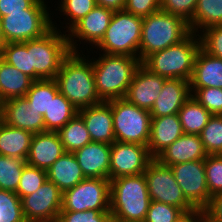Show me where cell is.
I'll use <instances>...</instances> for the list:
<instances>
[{
  "label": "cell",
  "instance_id": "ffe728a7",
  "mask_svg": "<svg viewBox=\"0 0 222 222\" xmlns=\"http://www.w3.org/2000/svg\"><path fill=\"white\" fill-rule=\"evenodd\" d=\"M192 96L190 81L166 79L150 114L152 118L178 114L183 104Z\"/></svg>",
  "mask_w": 222,
  "mask_h": 222
},
{
  "label": "cell",
  "instance_id": "8992f818",
  "mask_svg": "<svg viewBox=\"0 0 222 222\" xmlns=\"http://www.w3.org/2000/svg\"><path fill=\"white\" fill-rule=\"evenodd\" d=\"M190 33L189 24L179 16L158 10L143 17L139 60L181 42Z\"/></svg>",
  "mask_w": 222,
  "mask_h": 222
},
{
  "label": "cell",
  "instance_id": "9a60e30c",
  "mask_svg": "<svg viewBox=\"0 0 222 222\" xmlns=\"http://www.w3.org/2000/svg\"><path fill=\"white\" fill-rule=\"evenodd\" d=\"M114 11L96 5L85 17L80 19L68 32V42L71 52L79 53L77 42L95 47L100 43L106 33ZM75 38V39H74ZM81 40V41H80ZM87 43V44H85Z\"/></svg>",
  "mask_w": 222,
  "mask_h": 222
},
{
  "label": "cell",
  "instance_id": "1f68e13d",
  "mask_svg": "<svg viewBox=\"0 0 222 222\" xmlns=\"http://www.w3.org/2000/svg\"><path fill=\"white\" fill-rule=\"evenodd\" d=\"M58 93L59 88L55 79H42L32 82L25 97L29 107L44 116L45 113H48L51 97H55Z\"/></svg>",
  "mask_w": 222,
  "mask_h": 222
},
{
  "label": "cell",
  "instance_id": "f907efd6",
  "mask_svg": "<svg viewBox=\"0 0 222 222\" xmlns=\"http://www.w3.org/2000/svg\"><path fill=\"white\" fill-rule=\"evenodd\" d=\"M6 44L5 39H4V35H3V31H2V23H1V17H0V51L1 48Z\"/></svg>",
  "mask_w": 222,
  "mask_h": 222
},
{
  "label": "cell",
  "instance_id": "f35d334b",
  "mask_svg": "<svg viewBox=\"0 0 222 222\" xmlns=\"http://www.w3.org/2000/svg\"><path fill=\"white\" fill-rule=\"evenodd\" d=\"M192 97L197 100L212 115H222L221 88H190Z\"/></svg>",
  "mask_w": 222,
  "mask_h": 222
},
{
  "label": "cell",
  "instance_id": "74e56055",
  "mask_svg": "<svg viewBox=\"0 0 222 222\" xmlns=\"http://www.w3.org/2000/svg\"><path fill=\"white\" fill-rule=\"evenodd\" d=\"M46 170L30 165L23 168L16 194L22 198L35 192L47 180Z\"/></svg>",
  "mask_w": 222,
  "mask_h": 222
},
{
  "label": "cell",
  "instance_id": "816d5d0a",
  "mask_svg": "<svg viewBox=\"0 0 222 222\" xmlns=\"http://www.w3.org/2000/svg\"><path fill=\"white\" fill-rule=\"evenodd\" d=\"M4 101L0 98V124L3 122Z\"/></svg>",
  "mask_w": 222,
  "mask_h": 222
},
{
  "label": "cell",
  "instance_id": "44dd1931",
  "mask_svg": "<svg viewBox=\"0 0 222 222\" xmlns=\"http://www.w3.org/2000/svg\"><path fill=\"white\" fill-rule=\"evenodd\" d=\"M89 132L92 142L112 144L116 141L113 129L111 105L108 102L90 106L78 111Z\"/></svg>",
  "mask_w": 222,
  "mask_h": 222
},
{
  "label": "cell",
  "instance_id": "681fc988",
  "mask_svg": "<svg viewBox=\"0 0 222 222\" xmlns=\"http://www.w3.org/2000/svg\"><path fill=\"white\" fill-rule=\"evenodd\" d=\"M95 1L98 6L105 7L113 11L123 10L126 2V0H95Z\"/></svg>",
  "mask_w": 222,
  "mask_h": 222
},
{
  "label": "cell",
  "instance_id": "ee69618b",
  "mask_svg": "<svg viewBox=\"0 0 222 222\" xmlns=\"http://www.w3.org/2000/svg\"><path fill=\"white\" fill-rule=\"evenodd\" d=\"M198 0H161L160 10L183 18L188 24L192 21Z\"/></svg>",
  "mask_w": 222,
  "mask_h": 222
},
{
  "label": "cell",
  "instance_id": "6da1fadb",
  "mask_svg": "<svg viewBox=\"0 0 222 222\" xmlns=\"http://www.w3.org/2000/svg\"><path fill=\"white\" fill-rule=\"evenodd\" d=\"M80 53L71 52L55 77L59 92L78 111L103 102L96 91L92 61Z\"/></svg>",
  "mask_w": 222,
  "mask_h": 222
},
{
  "label": "cell",
  "instance_id": "2e32d148",
  "mask_svg": "<svg viewBox=\"0 0 222 222\" xmlns=\"http://www.w3.org/2000/svg\"><path fill=\"white\" fill-rule=\"evenodd\" d=\"M166 79L153 74L141 64L135 71L124 98L139 108L150 111L159 97Z\"/></svg>",
  "mask_w": 222,
  "mask_h": 222
},
{
  "label": "cell",
  "instance_id": "83f0119b",
  "mask_svg": "<svg viewBox=\"0 0 222 222\" xmlns=\"http://www.w3.org/2000/svg\"><path fill=\"white\" fill-rule=\"evenodd\" d=\"M76 114L78 110L59 92L51 97L48 113L43 116L45 131L58 132Z\"/></svg>",
  "mask_w": 222,
  "mask_h": 222
},
{
  "label": "cell",
  "instance_id": "7a4b0ae2",
  "mask_svg": "<svg viewBox=\"0 0 222 222\" xmlns=\"http://www.w3.org/2000/svg\"><path fill=\"white\" fill-rule=\"evenodd\" d=\"M151 203L144 174L110 180L112 222L144 221Z\"/></svg>",
  "mask_w": 222,
  "mask_h": 222
},
{
  "label": "cell",
  "instance_id": "d590c367",
  "mask_svg": "<svg viewBox=\"0 0 222 222\" xmlns=\"http://www.w3.org/2000/svg\"><path fill=\"white\" fill-rule=\"evenodd\" d=\"M0 57L30 77V60L27 53V41L6 43L0 51Z\"/></svg>",
  "mask_w": 222,
  "mask_h": 222
},
{
  "label": "cell",
  "instance_id": "603a6c76",
  "mask_svg": "<svg viewBox=\"0 0 222 222\" xmlns=\"http://www.w3.org/2000/svg\"><path fill=\"white\" fill-rule=\"evenodd\" d=\"M184 134L178 114L151 119L148 151L155 158L161 151Z\"/></svg>",
  "mask_w": 222,
  "mask_h": 222
},
{
  "label": "cell",
  "instance_id": "5bb4252c",
  "mask_svg": "<svg viewBox=\"0 0 222 222\" xmlns=\"http://www.w3.org/2000/svg\"><path fill=\"white\" fill-rule=\"evenodd\" d=\"M152 159L147 146L114 141L111 144L109 180L144 174Z\"/></svg>",
  "mask_w": 222,
  "mask_h": 222
},
{
  "label": "cell",
  "instance_id": "f1b7e54d",
  "mask_svg": "<svg viewBox=\"0 0 222 222\" xmlns=\"http://www.w3.org/2000/svg\"><path fill=\"white\" fill-rule=\"evenodd\" d=\"M216 25H222V0H198L190 31L198 35L199 31Z\"/></svg>",
  "mask_w": 222,
  "mask_h": 222
},
{
  "label": "cell",
  "instance_id": "484cf974",
  "mask_svg": "<svg viewBox=\"0 0 222 222\" xmlns=\"http://www.w3.org/2000/svg\"><path fill=\"white\" fill-rule=\"evenodd\" d=\"M33 135L29 131L2 122L0 124V155L26 161Z\"/></svg>",
  "mask_w": 222,
  "mask_h": 222
},
{
  "label": "cell",
  "instance_id": "f6af8a7d",
  "mask_svg": "<svg viewBox=\"0 0 222 222\" xmlns=\"http://www.w3.org/2000/svg\"><path fill=\"white\" fill-rule=\"evenodd\" d=\"M160 6L161 0H126L123 10L143 18L160 10Z\"/></svg>",
  "mask_w": 222,
  "mask_h": 222
},
{
  "label": "cell",
  "instance_id": "d6986e66",
  "mask_svg": "<svg viewBox=\"0 0 222 222\" xmlns=\"http://www.w3.org/2000/svg\"><path fill=\"white\" fill-rule=\"evenodd\" d=\"M3 122L33 134L45 131L43 116L29 107L25 96L4 101Z\"/></svg>",
  "mask_w": 222,
  "mask_h": 222
},
{
  "label": "cell",
  "instance_id": "52a82bcc",
  "mask_svg": "<svg viewBox=\"0 0 222 222\" xmlns=\"http://www.w3.org/2000/svg\"><path fill=\"white\" fill-rule=\"evenodd\" d=\"M143 18L124 10L114 11L106 33L94 47L105 54L139 58Z\"/></svg>",
  "mask_w": 222,
  "mask_h": 222
},
{
  "label": "cell",
  "instance_id": "ac0fdd59",
  "mask_svg": "<svg viewBox=\"0 0 222 222\" xmlns=\"http://www.w3.org/2000/svg\"><path fill=\"white\" fill-rule=\"evenodd\" d=\"M57 132L44 131L33 135L26 163L48 170L65 153Z\"/></svg>",
  "mask_w": 222,
  "mask_h": 222
},
{
  "label": "cell",
  "instance_id": "4dcf8cb0",
  "mask_svg": "<svg viewBox=\"0 0 222 222\" xmlns=\"http://www.w3.org/2000/svg\"><path fill=\"white\" fill-rule=\"evenodd\" d=\"M57 133L66 152L73 153L92 142L85 122L79 114H76Z\"/></svg>",
  "mask_w": 222,
  "mask_h": 222
},
{
  "label": "cell",
  "instance_id": "5b68a950",
  "mask_svg": "<svg viewBox=\"0 0 222 222\" xmlns=\"http://www.w3.org/2000/svg\"><path fill=\"white\" fill-rule=\"evenodd\" d=\"M200 48L199 34L191 32L181 42L151 53L141 64L153 74L167 79L190 81Z\"/></svg>",
  "mask_w": 222,
  "mask_h": 222
},
{
  "label": "cell",
  "instance_id": "cb8c5ba5",
  "mask_svg": "<svg viewBox=\"0 0 222 222\" xmlns=\"http://www.w3.org/2000/svg\"><path fill=\"white\" fill-rule=\"evenodd\" d=\"M206 87L222 89V59L200 48L195 59L190 88Z\"/></svg>",
  "mask_w": 222,
  "mask_h": 222
},
{
  "label": "cell",
  "instance_id": "836d02e7",
  "mask_svg": "<svg viewBox=\"0 0 222 222\" xmlns=\"http://www.w3.org/2000/svg\"><path fill=\"white\" fill-rule=\"evenodd\" d=\"M199 136L207 155H222V115H212Z\"/></svg>",
  "mask_w": 222,
  "mask_h": 222
},
{
  "label": "cell",
  "instance_id": "7bdbcfd3",
  "mask_svg": "<svg viewBox=\"0 0 222 222\" xmlns=\"http://www.w3.org/2000/svg\"><path fill=\"white\" fill-rule=\"evenodd\" d=\"M59 222H112L110 211H60Z\"/></svg>",
  "mask_w": 222,
  "mask_h": 222
},
{
  "label": "cell",
  "instance_id": "7402d4cb",
  "mask_svg": "<svg viewBox=\"0 0 222 222\" xmlns=\"http://www.w3.org/2000/svg\"><path fill=\"white\" fill-rule=\"evenodd\" d=\"M205 152L199 135L184 133L155 158L162 164L171 166L189 161L205 160Z\"/></svg>",
  "mask_w": 222,
  "mask_h": 222
},
{
  "label": "cell",
  "instance_id": "b9f144b4",
  "mask_svg": "<svg viewBox=\"0 0 222 222\" xmlns=\"http://www.w3.org/2000/svg\"><path fill=\"white\" fill-rule=\"evenodd\" d=\"M182 212L175 206L151 200L144 222H175Z\"/></svg>",
  "mask_w": 222,
  "mask_h": 222
},
{
  "label": "cell",
  "instance_id": "7dc6e473",
  "mask_svg": "<svg viewBox=\"0 0 222 222\" xmlns=\"http://www.w3.org/2000/svg\"><path fill=\"white\" fill-rule=\"evenodd\" d=\"M205 211L206 222H222V193H218L211 198Z\"/></svg>",
  "mask_w": 222,
  "mask_h": 222
},
{
  "label": "cell",
  "instance_id": "9c48e42d",
  "mask_svg": "<svg viewBox=\"0 0 222 222\" xmlns=\"http://www.w3.org/2000/svg\"><path fill=\"white\" fill-rule=\"evenodd\" d=\"M107 102L111 105L116 141L148 146L152 119L150 111L139 108L125 98Z\"/></svg>",
  "mask_w": 222,
  "mask_h": 222
},
{
  "label": "cell",
  "instance_id": "bcb514c9",
  "mask_svg": "<svg viewBox=\"0 0 222 222\" xmlns=\"http://www.w3.org/2000/svg\"><path fill=\"white\" fill-rule=\"evenodd\" d=\"M37 0H0V17L9 13L23 12L29 9Z\"/></svg>",
  "mask_w": 222,
  "mask_h": 222
},
{
  "label": "cell",
  "instance_id": "e575fe53",
  "mask_svg": "<svg viewBox=\"0 0 222 222\" xmlns=\"http://www.w3.org/2000/svg\"><path fill=\"white\" fill-rule=\"evenodd\" d=\"M56 11H60L61 16H65L66 33L83 17H85L97 4L95 0H59ZM68 19V20H67Z\"/></svg>",
  "mask_w": 222,
  "mask_h": 222
},
{
  "label": "cell",
  "instance_id": "ba28073f",
  "mask_svg": "<svg viewBox=\"0 0 222 222\" xmlns=\"http://www.w3.org/2000/svg\"><path fill=\"white\" fill-rule=\"evenodd\" d=\"M46 0H37L23 12L9 13L1 17L2 31L6 43L25 42L38 39L49 32L52 27L51 11Z\"/></svg>",
  "mask_w": 222,
  "mask_h": 222
},
{
  "label": "cell",
  "instance_id": "c3c4849f",
  "mask_svg": "<svg viewBox=\"0 0 222 222\" xmlns=\"http://www.w3.org/2000/svg\"><path fill=\"white\" fill-rule=\"evenodd\" d=\"M175 222H206V211L201 208L184 211Z\"/></svg>",
  "mask_w": 222,
  "mask_h": 222
},
{
  "label": "cell",
  "instance_id": "e0dca14e",
  "mask_svg": "<svg viewBox=\"0 0 222 222\" xmlns=\"http://www.w3.org/2000/svg\"><path fill=\"white\" fill-rule=\"evenodd\" d=\"M73 153L85 178L109 179L110 144L90 142Z\"/></svg>",
  "mask_w": 222,
  "mask_h": 222
},
{
  "label": "cell",
  "instance_id": "8d00e7d4",
  "mask_svg": "<svg viewBox=\"0 0 222 222\" xmlns=\"http://www.w3.org/2000/svg\"><path fill=\"white\" fill-rule=\"evenodd\" d=\"M0 222H27L15 192L0 189Z\"/></svg>",
  "mask_w": 222,
  "mask_h": 222
},
{
  "label": "cell",
  "instance_id": "ab89813d",
  "mask_svg": "<svg viewBox=\"0 0 222 222\" xmlns=\"http://www.w3.org/2000/svg\"><path fill=\"white\" fill-rule=\"evenodd\" d=\"M204 166L210 196L222 193V155H207Z\"/></svg>",
  "mask_w": 222,
  "mask_h": 222
},
{
  "label": "cell",
  "instance_id": "7c38bea8",
  "mask_svg": "<svg viewBox=\"0 0 222 222\" xmlns=\"http://www.w3.org/2000/svg\"><path fill=\"white\" fill-rule=\"evenodd\" d=\"M63 192L48 179L35 192L21 198L22 211L27 222L58 220Z\"/></svg>",
  "mask_w": 222,
  "mask_h": 222
},
{
  "label": "cell",
  "instance_id": "4316f807",
  "mask_svg": "<svg viewBox=\"0 0 222 222\" xmlns=\"http://www.w3.org/2000/svg\"><path fill=\"white\" fill-rule=\"evenodd\" d=\"M34 80L0 57V98L3 101L24 97Z\"/></svg>",
  "mask_w": 222,
  "mask_h": 222
},
{
  "label": "cell",
  "instance_id": "d6a6232c",
  "mask_svg": "<svg viewBox=\"0 0 222 222\" xmlns=\"http://www.w3.org/2000/svg\"><path fill=\"white\" fill-rule=\"evenodd\" d=\"M26 165L24 159L0 155V189L16 193Z\"/></svg>",
  "mask_w": 222,
  "mask_h": 222
},
{
  "label": "cell",
  "instance_id": "f546056e",
  "mask_svg": "<svg viewBox=\"0 0 222 222\" xmlns=\"http://www.w3.org/2000/svg\"><path fill=\"white\" fill-rule=\"evenodd\" d=\"M183 132L199 135L207 125L212 114L192 96L183 104L178 112Z\"/></svg>",
  "mask_w": 222,
  "mask_h": 222
},
{
  "label": "cell",
  "instance_id": "277c9868",
  "mask_svg": "<svg viewBox=\"0 0 222 222\" xmlns=\"http://www.w3.org/2000/svg\"><path fill=\"white\" fill-rule=\"evenodd\" d=\"M55 24L52 21L53 28L43 37L27 41L30 77L34 81L55 79L63 61L71 53L65 30L61 32Z\"/></svg>",
  "mask_w": 222,
  "mask_h": 222
},
{
  "label": "cell",
  "instance_id": "3957f363",
  "mask_svg": "<svg viewBox=\"0 0 222 222\" xmlns=\"http://www.w3.org/2000/svg\"><path fill=\"white\" fill-rule=\"evenodd\" d=\"M93 64L96 91L99 98L107 102L124 98L137 68L139 58L129 55L99 53V57L90 59Z\"/></svg>",
  "mask_w": 222,
  "mask_h": 222
},
{
  "label": "cell",
  "instance_id": "30bf717a",
  "mask_svg": "<svg viewBox=\"0 0 222 222\" xmlns=\"http://www.w3.org/2000/svg\"><path fill=\"white\" fill-rule=\"evenodd\" d=\"M110 211V180L85 178L63 192L61 211Z\"/></svg>",
  "mask_w": 222,
  "mask_h": 222
},
{
  "label": "cell",
  "instance_id": "8fae6325",
  "mask_svg": "<svg viewBox=\"0 0 222 222\" xmlns=\"http://www.w3.org/2000/svg\"><path fill=\"white\" fill-rule=\"evenodd\" d=\"M144 176L151 200L175 206L183 212L194 208L184 197L170 166L153 158Z\"/></svg>",
  "mask_w": 222,
  "mask_h": 222
},
{
  "label": "cell",
  "instance_id": "4fadbf2b",
  "mask_svg": "<svg viewBox=\"0 0 222 222\" xmlns=\"http://www.w3.org/2000/svg\"><path fill=\"white\" fill-rule=\"evenodd\" d=\"M170 168L186 200L194 208L206 209L212 197L207 187L204 160L174 164Z\"/></svg>",
  "mask_w": 222,
  "mask_h": 222
},
{
  "label": "cell",
  "instance_id": "d4e9b609",
  "mask_svg": "<svg viewBox=\"0 0 222 222\" xmlns=\"http://www.w3.org/2000/svg\"><path fill=\"white\" fill-rule=\"evenodd\" d=\"M46 172L48 180L53 182L62 192L73 188L85 179L74 153L71 152H65Z\"/></svg>",
  "mask_w": 222,
  "mask_h": 222
},
{
  "label": "cell",
  "instance_id": "60d3db41",
  "mask_svg": "<svg viewBox=\"0 0 222 222\" xmlns=\"http://www.w3.org/2000/svg\"><path fill=\"white\" fill-rule=\"evenodd\" d=\"M199 34L201 48L222 59V25L208 27Z\"/></svg>",
  "mask_w": 222,
  "mask_h": 222
}]
</instances>
